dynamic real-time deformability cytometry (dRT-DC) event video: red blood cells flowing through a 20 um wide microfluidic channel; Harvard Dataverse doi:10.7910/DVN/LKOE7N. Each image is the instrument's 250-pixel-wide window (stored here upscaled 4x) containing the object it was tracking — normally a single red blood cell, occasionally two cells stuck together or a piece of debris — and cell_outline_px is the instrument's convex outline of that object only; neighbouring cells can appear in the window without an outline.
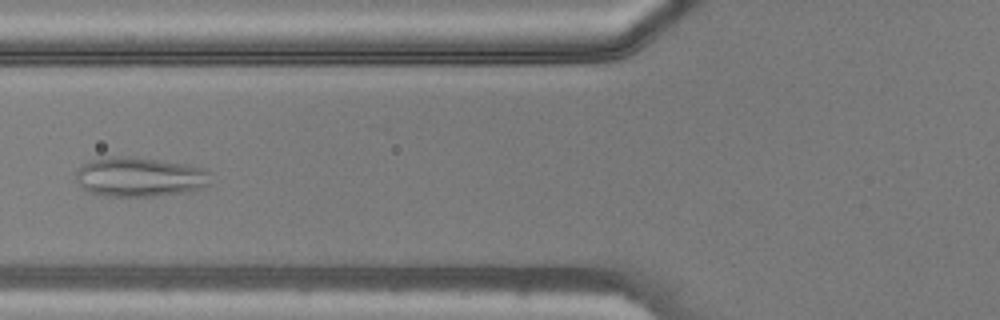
{"species": "common noctule bat (a hibernating species)", "species_latin": "Nyctalus noctula", "temperature_condition": "warm", "stored_images_in_passage": 47, "camera_frame_rate_fps": 3000, "um_per_image_px": 0.085, "animal": {"sex": "male", "body_mass_g": 20.5, "forearm_length_mm": 52.5}, "frame": {"image": 1, "passage_image": 19, "time_ms": 6.0, "image_size_px": [1000, 320], "cell_outline_px": [[212, 184], [204, 188], [192, 192], [152, 196], [104, 196], [88, 192], [76, 184], [76, 172], [84, 164], [92, 160], [108, 156], [136, 156], [188, 164], [204, 168], [208, 172]], "centroid_in_image_um": [11.91, 15.04], "position_along_channel_um": 113.9, "area_um2": 31.73}}
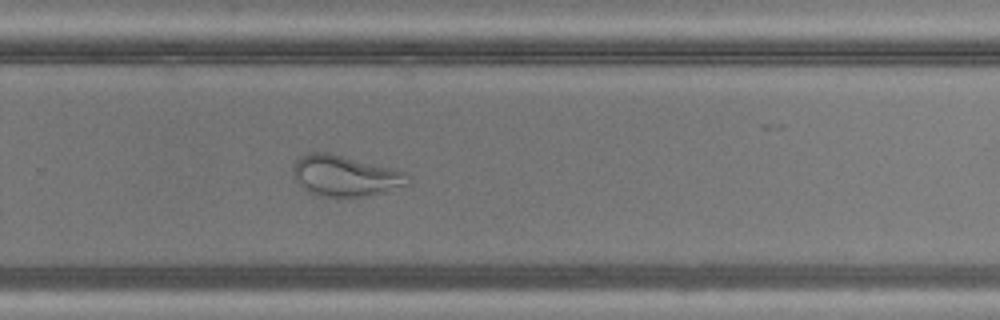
{"frame": {"image": 2, "passage_image": 32, "time_ms": 10.333, "image_size_px": [1000, 320], "cell_outline_px": [[408, 184], [384, 192], [360, 196], [316, 196], [308, 192], [296, 180], [292, 172], [292, 168], [296, 160], [300, 156], [308, 152], [332, 152], [396, 168], [408, 172]], "centroid_in_image_um": [29.34, 14.91], "position_along_channel_um": 300.5, "area_um2": 27.69}}
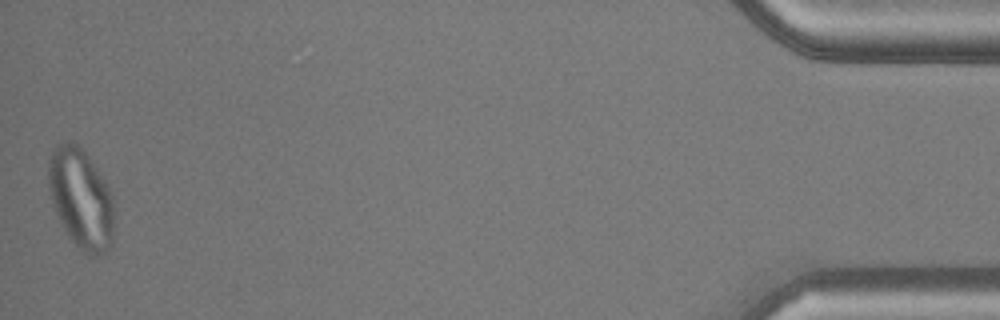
{"frame": {"image": 3, "passage_image": 47, "time_ms": 15.333, "image_size_px": [1000, 320], "cell_outline_px": [[116, 212], [112, 244], [100, 256], [92, 256], [84, 252], [68, 236], [52, 204], [48, 188], [48, 160], [56, 144], [72, 140], [88, 156], [104, 180], [112, 196]], "centroid_in_image_um": [6.9, 16.89], "position_along_channel_um": 428.3, "area_um2": 38.55}}